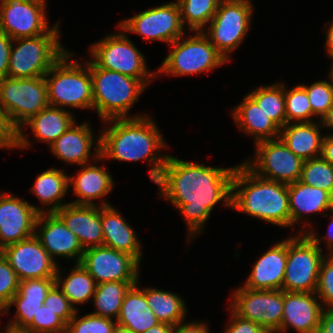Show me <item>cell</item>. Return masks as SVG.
Returning <instances> with one entry per match:
<instances>
[{
	"instance_id": "cell-1",
	"label": "cell",
	"mask_w": 333,
	"mask_h": 333,
	"mask_svg": "<svg viewBox=\"0 0 333 333\" xmlns=\"http://www.w3.org/2000/svg\"><path fill=\"white\" fill-rule=\"evenodd\" d=\"M236 166L209 167L168 154L155 184L162 198L185 217L189 239L202 233L215 205L224 202L222 204L231 208L232 178Z\"/></svg>"
},
{
	"instance_id": "cell-2",
	"label": "cell",
	"mask_w": 333,
	"mask_h": 333,
	"mask_svg": "<svg viewBox=\"0 0 333 333\" xmlns=\"http://www.w3.org/2000/svg\"><path fill=\"white\" fill-rule=\"evenodd\" d=\"M104 122L111 127L103 128L99 134L100 157L124 162L146 160L151 165V181L156 183L168 157L158 153L168 145L156 122L148 115Z\"/></svg>"
},
{
	"instance_id": "cell-3",
	"label": "cell",
	"mask_w": 333,
	"mask_h": 333,
	"mask_svg": "<svg viewBox=\"0 0 333 333\" xmlns=\"http://www.w3.org/2000/svg\"><path fill=\"white\" fill-rule=\"evenodd\" d=\"M231 208L280 227H291L288 185L254 174L244 163L232 178Z\"/></svg>"
},
{
	"instance_id": "cell-4",
	"label": "cell",
	"mask_w": 333,
	"mask_h": 333,
	"mask_svg": "<svg viewBox=\"0 0 333 333\" xmlns=\"http://www.w3.org/2000/svg\"><path fill=\"white\" fill-rule=\"evenodd\" d=\"M93 110L104 121L138 118L144 114L129 116L128 111L147 87L136 79L116 71L98 68L90 60Z\"/></svg>"
},
{
	"instance_id": "cell-5",
	"label": "cell",
	"mask_w": 333,
	"mask_h": 333,
	"mask_svg": "<svg viewBox=\"0 0 333 333\" xmlns=\"http://www.w3.org/2000/svg\"><path fill=\"white\" fill-rule=\"evenodd\" d=\"M73 55L66 50L44 75L49 106L93 110L90 60L81 65Z\"/></svg>"
},
{
	"instance_id": "cell-6",
	"label": "cell",
	"mask_w": 333,
	"mask_h": 333,
	"mask_svg": "<svg viewBox=\"0 0 333 333\" xmlns=\"http://www.w3.org/2000/svg\"><path fill=\"white\" fill-rule=\"evenodd\" d=\"M48 106L47 83L44 76L0 79V107L17 131L16 148L31 146L22 126Z\"/></svg>"
},
{
	"instance_id": "cell-7",
	"label": "cell",
	"mask_w": 333,
	"mask_h": 333,
	"mask_svg": "<svg viewBox=\"0 0 333 333\" xmlns=\"http://www.w3.org/2000/svg\"><path fill=\"white\" fill-rule=\"evenodd\" d=\"M297 235L287 238V259L283 291L316 292L319 269L325 255L315 230H309L306 221ZM307 230V231H306Z\"/></svg>"
},
{
	"instance_id": "cell-8",
	"label": "cell",
	"mask_w": 333,
	"mask_h": 333,
	"mask_svg": "<svg viewBox=\"0 0 333 333\" xmlns=\"http://www.w3.org/2000/svg\"><path fill=\"white\" fill-rule=\"evenodd\" d=\"M59 25L60 23L55 24L43 35L14 39L7 77L35 78L44 76L66 51L59 41Z\"/></svg>"
},
{
	"instance_id": "cell-9",
	"label": "cell",
	"mask_w": 333,
	"mask_h": 333,
	"mask_svg": "<svg viewBox=\"0 0 333 333\" xmlns=\"http://www.w3.org/2000/svg\"><path fill=\"white\" fill-rule=\"evenodd\" d=\"M194 33L186 39L181 36L170 44L172 51L161 63L157 77L162 74L187 76L209 72L229 62L202 31Z\"/></svg>"
},
{
	"instance_id": "cell-10",
	"label": "cell",
	"mask_w": 333,
	"mask_h": 333,
	"mask_svg": "<svg viewBox=\"0 0 333 333\" xmlns=\"http://www.w3.org/2000/svg\"><path fill=\"white\" fill-rule=\"evenodd\" d=\"M119 32L106 37L90 46L91 61L102 69L140 79L148 86L157 73L149 71L145 56L120 27Z\"/></svg>"
},
{
	"instance_id": "cell-11",
	"label": "cell",
	"mask_w": 333,
	"mask_h": 333,
	"mask_svg": "<svg viewBox=\"0 0 333 333\" xmlns=\"http://www.w3.org/2000/svg\"><path fill=\"white\" fill-rule=\"evenodd\" d=\"M253 12V6L221 0L207 31H202L227 61L250 30Z\"/></svg>"
},
{
	"instance_id": "cell-12",
	"label": "cell",
	"mask_w": 333,
	"mask_h": 333,
	"mask_svg": "<svg viewBox=\"0 0 333 333\" xmlns=\"http://www.w3.org/2000/svg\"><path fill=\"white\" fill-rule=\"evenodd\" d=\"M255 154L244 164L259 177L286 185L300 179L304 161L276 138L255 144Z\"/></svg>"
},
{
	"instance_id": "cell-13",
	"label": "cell",
	"mask_w": 333,
	"mask_h": 333,
	"mask_svg": "<svg viewBox=\"0 0 333 333\" xmlns=\"http://www.w3.org/2000/svg\"><path fill=\"white\" fill-rule=\"evenodd\" d=\"M229 309L256 322L268 333H277L283 318V290L235 288Z\"/></svg>"
},
{
	"instance_id": "cell-14",
	"label": "cell",
	"mask_w": 333,
	"mask_h": 333,
	"mask_svg": "<svg viewBox=\"0 0 333 333\" xmlns=\"http://www.w3.org/2000/svg\"><path fill=\"white\" fill-rule=\"evenodd\" d=\"M117 27H120L125 33L140 35L146 41L156 40L167 42L169 45L181 36H185L180 9L177 2L174 1L144 10L121 21Z\"/></svg>"
},
{
	"instance_id": "cell-15",
	"label": "cell",
	"mask_w": 333,
	"mask_h": 333,
	"mask_svg": "<svg viewBox=\"0 0 333 333\" xmlns=\"http://www.w3.org/2000/svg\"><path fill=\"white\" fill-rule=\"evenodd\" d=\"M0 1V32L13 40L43 35L52 28L47 22L46 1Z\"/></svg>"
},
{
	"instance_id": "cell-16",
	"label": "cell",
	"mask_w": 333,
	"mask_h": 333,
	"mask_svg": "<svg viewBox=\"0 0 333 333\" xmlns=\"http://www.w3.org/2000/svg\"><path fill=\"white\" fill-rule=\"evenodd\" d=\"M80 264L97 284L138 282L140 263L131 255L107 246L84 249Z\"/></svg>"
},
{
	"instance_id": "cell-17",
	"label": "cell",
	"mask_w": 333,
	"mask_h": 333,
	"mask_svg": "<svg viewBox=\"0 0 333 333\" xmlns=\"http://www.w3.org/2000/svg\"><path fill=\"white\" fill-rule=\"evenodd\" d=\"M44 208L0 190V250L35 235L38 214Z\"/></svg>"
},
{
	"instance_id": "cell-18",
	"label": "cell",
	"mask_w": 333,
	"mask_h": 333,
	"mask_svg": "<svg viewBox=\"0 0 333 333\" xmlns=\"http://www.w3.org/2000/svg\"><path fill=\"white\" fill-rule=\"evenodd\" d=\"M0 253L16 272L19 281L56 276L58 264L35 235L4 247Z\"/></svg>"
},
{
	"instance_id": "cell-19",
	"label": "cell",
	"mask_w": 333,
	"mask_h": 333,
	"mask_svg": "<svg viewBox=\"0 0 333 333\" xmlns=\"http://www.w3.org/2000/svg\"><path fill=\"white\" fill-rule=\"evenodd\" d=\"M35 236L56 263L57 257L74 258L76 264L80 263L84 249L78 238L55 212L38 214L35 223Z\"/></svg>"
},
{
	"instance_id": "cell-20",
	"label": "cell",
	"mask_w": 333,
	"mask_h": 333,
	"mask_svg": "<svg viewBox=\"0 0 333 333\" xmlns=\"http://www.w3.org/2000/svg\"><path fill=\"white\" fill-rule=\"evenodd\" d=\"M323 310L315 292L283 291V318L277 333L288 327L298 333H317Z\"/></svg>"
},
{
	"instance_id": "cell-21",
	"label": "cell",
	"mask_w": 333,
	"mask_h": 333,
	"mask_svg": "<svg viewBox=\"0 0 333 333\" xmlns=\"http://www.w3.org/2000/svg\"><path fill=\"white\" fill-rule=\"evenodd\" d=\"M94 133L88 122L76 125V121L49 148L57 158L67 164H89L91 150L95 162L102 161L100 157V137L94 138ZM95 139V141H94ZM95 143V144H94Z\"/></svg>"
},
{
	"instance_id": "cell-22",
	"label": "cell",
	"mask_w": 333,
	"mask_h": 333,
	"mask_svg": "<svg viewBox=\"0 0 333 333\" xmlns=\"http://www.w3.org/2000/svg\"><path fill=\"white\" fill-rule=\"evenodd\" d=\"M55 278H33L19 281L18 292L13 296L4 314H8L12 305H16V314L6 325L16 330H25L44 303Z\"/></svg>"
},
{
	"instance_id": "cell-23",
	"label": "cell",
	"mask_w": 333,
	"mask_h": 333,
	"mask_svg": "<svg viewBox=\"0 0 333 333\" xmlns=\"http://www.w3.org/2000/svg\"><path fill=\"white\" fill-rule=\"evenodd\" d=\"M55 213L78 238L83 249L103 245L101 206L69 203Z\"/></svg>"
},
{
	"instance_id": "cell-24",
	"label": "cell",
	"mask_w": 333,
	"mask_h": 333,
	"mask_svg": "<svg viewBox=\"0 0 333 333\" xmlns=\"http://www.w3.org/2000/svg\"><path fill=\"white\" fill-rule=\"evenodd\" d=\"M287 259V239L278 241L256 261L243 287L282 290Z\"/></svg>"
},
{
	"instance_id": "cell-25",
	"label": "cell",
	"mask_w": 333,
	"mask_h": 333,
	"mask_svg": "<svg viewBox=\"0 0 333 333\" xmlns=\"http://www.w3.org/2000/svg\"><path fill=\"white\" fill-rule=\"evenodd\" d=\"M78 174L69 176V186L73 187V193L78 196L75 201L69 202L76 205H99L95 203L101 199L100 206L111 204L104 200V196L112 191L114 180L104 166L85 164L80 166Z\"/></svg>"
},
{
	"instance_id": "cell-26",
	"label": "cell",
	"mask_w": 333,
	"mask_h": 333,
	"mask_svg": "<svg viewBox=\"0 0 333 333\" xmlns=\"http://www.w3.org/2000/svg\"><path fill=\"white\" fill-rule=\"evenodd\" d=\"M103 245L133 256L139 263L142 249L135 231L111 205L101 207Z\"/></svg>"
},
{
	"instance_id": "cell-27",
	"label": "cell",
	"mask_w": 333,
	"mask_h": 333,
	"mask_svg": "<svg viewBox=\"0 0 333 333\" xmlns=\"http://www.w3.org/2000/svg\"><path fill=\"white\" fill-rule=\"evenodd\" d=\"M231 111L238 129L253 137L254 144L279 138L281 129L249 94H246L243 101Z\"/></svg>"
},
{
	"instance_id": "cell-28",
	"label": "cell",
	"mask_w": 333,
	"mask_h": 333,
	"mask_svg": "<svg viewBox=\"0 0 333 333\" xmlns=\"http://www.w3.org/2000/svg\"><path fill=\"white\" fill-rule=\"evenodd\" d=\"M319 123V124H318ZM321 122H300L286 124L280 131V138L286 146L303 161L321 157L324 135L320 133Z\"/></svg>"
},
{
	"instance_id": "cell-29",
	"label": "cell",
	"mask_w": 333,
	"mask_h": 333,
	"mask_svg": "<svg viewBox=\"0 0 333 333\" xmlns=\"http://www.w3.org/2000/svg\"><path fill=\"white\" fill-rule=\"evenodd\" d=\"M288 193L292 227L305 215L333 209V196L329 192L299 180L288 185Z\"/></svg>"
},
{
	"instance_id": "cell-30",
	"label": "cell",
	"mask_w": 333,
	"mask_h": 333,
	"mask_svg": "<svg viewBox=\"0 0 333 333\" xmlns=\"http://www.w3.org/2000/svg\"><path fill=\"white\" fill-rule=\"evenodd\" d=\"M138 282L126 292L116 322L134 333H144L160 323L146 301L144 288Z\"/></svg>"
},
{
	"instance_id": "cell-31",
	"label": "cell",
	"mask_w": 333,
	"mask_h": 333,
	"mask_svg": "<svg viewBox=\"0 0 333 333\" xmlns=\"http://www.w3.org/2000/svg\"><path fill=\"white\" fill-rule=\"evenodd\" d=\"M75 117L66 108L48 106L25 122L24 126L32 129V134L41 143L49 146L54 143L73 123Z\"/></svg>"
},
{
	"instance_id": "cell-32",
	"label": "cell",
	"mask_w": 333,
	"mask_h": 333,
	"mask_svg": "<svg viewBox=\"0 0 333 333\" xmlns=\"http://www.w3.org/2000/svg\"><path fill=\"white\" fill-rule=\"evenodd\" d=\"M69 175L57 168H50L40 173L31 189L39 201L44 205H50L46 212H56L69 204L62 202L69 188Z\"/></svg>"
},
{
	"instance_id": "cell-33",
	"label": "cell",
	"mask_w": 333,
	"mask_h": 333,
	"mask_svg": "<svg viewBox=\"0 0 333 333\" xmlns=\"http://www.w3.org/2000/svg\"><path fill=\"white\" fill-rule=\"evenodd\" d=\"M58 266L55 284L61 292L69 299L71 304H84L94 296L97 283L89 272L80 264L75 263V267L69 272V275L63 278V271ZM62 275V276H61Z\"/></svg>"
},
{
	"instance_id": "cell-34",
	"label": "cell",
	"mask_w": 333,
	"mask_h": 333,
	"mask_svg": "<svg viewBox=\"0 0 333 333\" xmlns=\"http://www.w3.org/2000/svg\"><path fill=\"white\" fill-rule=\"evenodd\" d=\"M144 294L147 304L160 322L172 326L184 322L187 310L181 296L155 287L144 288Z\"/></svg>"
},
{
	"instance_id": "cell-35",
	"label": "cell",
	"mask_w": 333,
	"mask_h": 333,
	"mask_svg": "<svg viewBox=\"0 0 333 333\" xmlns=\"http://www.w3.org/2000/svg\"><path fill=\"white\" fill-rule=\"evenodd\" d=\"M137 282H104L97 284L93 298L95 311L92 315L113 319L118 318L124 296Z\"/></svg>"
},
{
	"instance_id": "cell-36",
	"label": "cell",
	"mask_w": 333,
	"mask_h": 333,
	"mask_svg": "<svg viewBox=\"0 0 333 333\" xmlns=\"http://www.w3.org/2000/svg\"><path fill=\"white\" fill-rule=\"evenodd\" d=\"M248 94L280 129L287 124L283 83L262 86Z\"/></svg>"
},
{
	"instance_id": "cell-37",
	"label": "cell",
	"mask_w": 333,
	"mask_h": 333,
	"mask_svg": "<svg viewBox=\"0 0 333 333\" xmlns=\"http://www.w3.org/2000/svg\"><path fill=\"white\" fill-rule=\"evenodd\" d=\"M221 0H177L183 27L190 28V33L203 31L205 25L214 17Z\"/></svg>"
},
{
	"instance_id": "cell-38",
	"label": "cell",
	"mask_w": 333,
	"mask_h": 333,
	"mask_svg": "<svg viewBox=\"0 0 333 333\" xmlns=\"http://www.w3.org/2000/svg\"><path fill=\"white\" fill-rule=\"evenodd\" d=\"M284 97L287 124L312 122L315 115L312 112L306 90L299 84L291 89L284 85Z\"/></svg>"
},
{
	"instance_id": "cell-39",
	"label": "cell",
	"mask_w": 333,
	"mask_h": 333,
	"mask_svg": "<svg viewBox=\"0 0 333 333\" xmlns=\"http://www.w3.org/2000/svg\"><path fill=\"white\" fill-rule=\"evenodd\" d=\"M299 181L333 196V166L322 157L304 161Z\"/></svg>"
},
{
	"instance_id": "cell-40",
	"label": "cell",
	"mask_w": 333,
	"mask_h": 333,
	"mask_svg": "<svg viewBox=\"0 0 333 333\" xmlns=\"http://www.w3.org/2000/svg\"><path fill=\"white\" fill-rule=\"evenodd\" d=\"M330 82L321 80L310 86L300 84L305 90L311 104L312 112L319 120L333 105V80L329 75Z\"/></svg>"
},
{
	"instance_id": "cell-41",
	"label": "cell",
	"mask_w": 333,
	"mask_h": 333,
	"mask_svg": "<svg viewBox=\"0 0 333 333\" xmlns=\"http://www.w3.org/2000/svg\"><path fill=\"white\" fill-rule=\"evenodd\" d=\"M117 322L115 319L86 314L78 317V310L67 323L66 333H112Z\"/></svg>"
},
{
	"instance_id": "cell-42",
	"label": "cell",
	"mask_w": 333,
	"mask_h": 333,
	"mask_svg": "<svg viewBox=\"0 0 333 333\" xmlns=\"http://www.w3.org/2000/svg\"><path fill=\"white\" fill-rule=\"evenodd\" d=\"M67 324L56 312L42 304L32 323L24 330L30 333H66Z\"/></svg>"
},
{
	"instance_id": "cell-43",
	"label": "cell",
	"mask_w": 333,
	"mask_h": 333,
	"mask_svg": "<svg viewBox=\"0 0 333 333\" xmlns=\"http://www.w3.org/2000/svg\"><path fill=\"white\" fill-rule=\"evenodd\" d=\"M319 269L316 295L324 309L333 308V254L327 253Z\"/></svg>"
},
{
	"instance_id": "cell-44",
	"label": "cell",
	"mask_w": 333,
	"mask_h": 333,
	"mask_svg": "<svg viewBox=\"0 0 333 333\" xmlns=\"http://www.w3.org/2000/svg\"><path fill=\"white\" fill-rule=\"evenodd\" d=\"M19 279L8 261L0 253V307L4 310L18 292Z\"/></svg>"
},
{
	"instance_id": "cell-45",
	"label": "cell",
	"mask_w": 333,
	"mask_h": 333,
	"mask_svg": "<svg viewBox=\"0 0 333 333\" xmlns=\"http://www.w3.org/2000/svg\"><path fill=\"white\" fill-rule=\"evenodd\" d=\"M44 305L49 306L66 324L76 314L78 308L73 306L69 299L55 284L47 294Z\"/></svg>"
},
{
	"instance_id": "cell-46",
	"label": "cell",
	"mask_w": 333,
	"mask_h": 333,
	"mask_svg": "<svg viewBox=\"0 0 333 333\" xmlns=\"http://www.w3.org/2000/svg\"><path fill=\"white\" fill-rule=\"evenodd\" d=\"M230 314L231 320L224 330L225 333H268L256 322L241 318L231 309Z\"/></svg>"
},
{
	"instance_id": "cell-47",
	"label": "cell",
	"mask_w": 333,
	"mask_h": 333,
	"mask_svg": "<svg viewBox=\"0 0 333 333\" xmlns=\"http://www.w3.org/2000/svg\"><path fill=\"white\" fill-rule=\"evenodd\" d=\"M17 131L10 124L5 111L0 107V149L16 148Z\"/></svg>"
},
{
	"instance_id": "cell-48",
	"label": "cell",
	"mask_w": 333,
	"mask_h": 333,
	"mask_svg": "<svg viewBox=\"0 0 333 333\" xmlns=\"http://www.w3.org/2000/svg\"><path fill=\"white\" fill-rule=\"evenodd\" d=\"M13 39L0 32V79L8 75V66Z\"/></svg>"
},
{
	"instance_id": "cell-49",
	"label": "cell",
	"mask_w": 333,
	"mask_h": 333,
	"mask_svg": "<svg viewBox=\"0 0 333 333\" xmlns=\"http://www.w3.org/2000/svg\"><path fill=\"white\" fill-rule=\"evenodd\" d=\"M171 333H209V328L205 322H181L172 327Z\"/></svg>"
},
{
	"instance_id": "cell-50",
	"label": "cell",
	"mask_w": 333,
	"mask_h": 333,
	"mask_svg": "<svg viewBox=\"0 0 333 333\" xmlns=\"http://www.w3.org/2000/svg\"><path fill=\"white\" fill-rule=\"evenodd\" d=\"M317 333H333V308L323 310Z\"/></svg>"
},
{
	"instance_id": "cell-51",
	"label": "cell",
	"mask_w": 333,
	"mask_h": 333,
	"mask_svg": "<svg viewBox=\"0 0 333 333\" xmlns=\"http://www.w3.org/2000/svg\"><path fill=\"white\" fill-rule=\"evenodd\" d=\"M321 157L333 166V135L324 136Z\"/></svg>"
},
{
	"instance_id": "cell-52",
	"label": "cell",
	"mask_w": 333,
	"mask_h": 333,
	"mask_svg": "<svg viewBox=\"0 0 333 333\" xmlns=\"http://www.w3.org/2000/svg\"><path fill=\"white\" fill-rule=\"evenodd\" d=\"M326 32V51L331 60H333V21L328 23Z\"/></svg>"
},
{
	"instance_id": "cell-53",
	"label": "cell",
	"mask_w": 333,
	"mask_h": 333,
	"mask_svg": "<svg viewBox=\"0 0 333 333\" xmlns=\"http://www.w3.org/2000/svg\"><path fill=\"white\" fill-rule=\"evenodd\" d=\"M172 327L170 324L160 322L144 333H171Z\"/></svg>"
},
{
	"instance_id": "cell-54",
	"label": "cell",
	"mask_w": 333,
	"mask_h": 333,
	"mask_svg": "<svg viewBox=\"0 0 333 333\" xmlns=\"http://www.w3.org/2000/svg\"><path fill=\"white\" fill-rule=\"evenodd\" d=\"M322 129L325 127L333 130V105L329 108L327 113L320 120ZM333 135V133H331Z\"/></svg>"
},
{
	"instance_id": "cell-55",
	"label": "cell",
	"mask_w": 333,
	"mask_h": 333,
	"mask_svg": "<svg viewBox=\"0 0 333 333\" xmlns=\"http://www.w3.org/2000/svg\"><path fill=\"white\" fill-rule=\"evenodd\" d=\"M332 211V221L330 222L329 226H328V232L326 233V236H325V241H326V245L328 246V249L329 250V253L330 254H333V209L331 210Z\"/></svg>"
},
{
	"instance_id": "cell-56",
	"label": "cell",
	"mask_w": 333,
	"mask_h": 333,
	"mask_svg": "<svg viewBox=\"0 0 333 333\" xmlns=\"http://www.w3.org/2000/svg\"><path fill=\"white\" fill-rule=\"evenodd\" d=\"M112 333H134V332L131 329L116 323Z\"/></svg>"
},
{
	"instance_id": "cell-57",
	"label": "cell",
	"mask_w": 333,
	"mask_h": 333,
	"mask_svg": "<svg viewBox=\"0 0 333 333\" xmlns=\"http://www.w3.org/2000/svg\"><path fill=\"white\" fill-rule=\"evenodd\" d=\"M222 1L230 2V3H243V4L253 6V4L250 0H222Z\"/></svg>"
},
{
	"instance_id": "cell-58",
	"label": "cell",
	"mask_w": 333,
	"mask_h": 333,
	"mask_svg": "<svg viewBox=\"0 0 333 333\" xmlns=\"http://www.w3.org/2000/svg\"><path fill=\"white\" fill-rule=\"evenodd\" d=\"M5 333H30V332H27V331H24V330H16V329H13V328H10V327H5Z\"/></svg>"
},
{
	"instance_id": "cell-59",
	"label": "cell",
	"mask_w": 333,
	"mask_h": 333,
	"mask_svg": "<svg viewBox=\"0 0 333 333\" xmlns=\"http://www.w3.org/2000/svg\"><path fill=\"white\" fill-rule=\"evenodd\" d=\"M330 77L332 78L333 80V63H332V66L330 68V73H329Z\"/></svg>"
},
{
	"instance_id": "cell-60",
	"label": "cell",
	"mask_w": 333,
	"mask_h": 333,
	"mask_svg": "<svg viewBox=\"0 0 333 333\" xmlns=\"http://www.w3.org/2000/svg\"><path fill=\"white\" fill-rule=\"evenodd\" d=\"M0 314L4 315V310L0 307Z\"/></svg>"
}]
</instances>
